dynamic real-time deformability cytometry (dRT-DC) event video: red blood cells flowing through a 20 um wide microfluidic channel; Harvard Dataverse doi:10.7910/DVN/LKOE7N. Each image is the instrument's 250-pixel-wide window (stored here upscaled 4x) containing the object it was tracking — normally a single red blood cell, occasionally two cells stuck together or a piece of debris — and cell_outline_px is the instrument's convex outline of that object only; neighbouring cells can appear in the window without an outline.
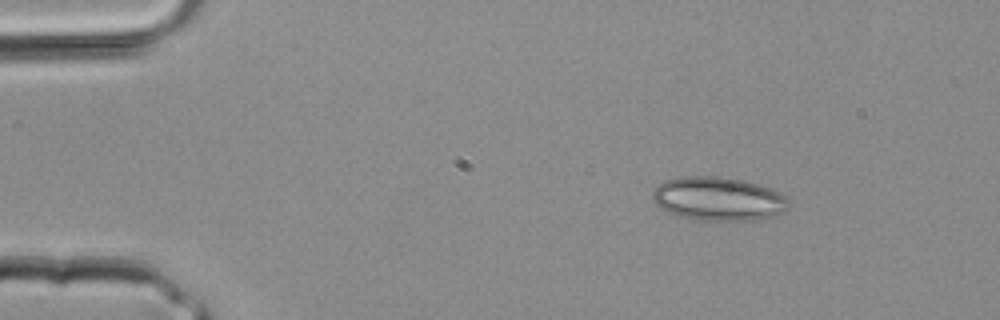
{"species": "common noctule bat (a hibernating species)", "species_latin": "Nyctalus noctula", "temperature_condition": "room temperature", "stored_images_in_passage": 3, "camera_frame_rate_fps": 3000, "um_per_image_px": 0.085, "animal": {"sex": "male", "body_mass_g": 20.4}, "frame": {"image": 1, "passage_image": 2, "time_ms": 0.333, "image_size_px": [1000, 320], "cell_outline_px": [[792, 200], [788, 208], [784, 212], [772, 216], [756, 220], [692, 220], [672, 216], [660, 208], [652, 200], [652, 192], [664, 180], [680, 176], [720, 176], [744, 180], [772, 188], [780, 192]], "centroid_in_image_um": [61.06, 16.9], "position_along_channel_um": 23.9, "area_um2": 35.49}}